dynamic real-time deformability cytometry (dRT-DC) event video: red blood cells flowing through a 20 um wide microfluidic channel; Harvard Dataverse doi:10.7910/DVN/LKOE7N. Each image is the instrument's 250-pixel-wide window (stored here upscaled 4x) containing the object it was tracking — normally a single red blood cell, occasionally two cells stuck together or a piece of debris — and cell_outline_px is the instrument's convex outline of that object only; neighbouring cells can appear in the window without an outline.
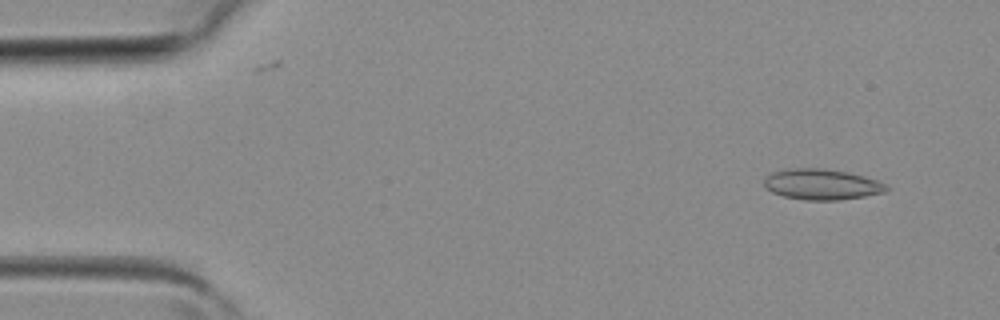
{"species": "common noctule bat (a hibernating species)", "species_latin": "Nyctalus noctula", "temperature_condition": "room temperature", "stored_images_in_passage": 4, "camera_frame_rate_fps": 3000, "um_per_image_px": 0.085, "animal": {"sex": "female", "body_mass_g": 19.3, "forearm_length_mm": 54.1}, "frame": {"image": 1, "passage_image": 1, "time_ms": 0.0, "image_size_px": [1000, 320], "cell_outline_px": [[892, 188], [884, 192], [864, 196], [840, 200], [804, 200], [784, 196], [772, 192], [764, 188], [764, 180], [772, 172], [792, 168], [820, 168], [848, 172], [864, 176], [876, 180]], "centroid_in_image_um": [69.85, 15.67], "position_along_channel_um": 15.2, "area_um2": 21.85}}
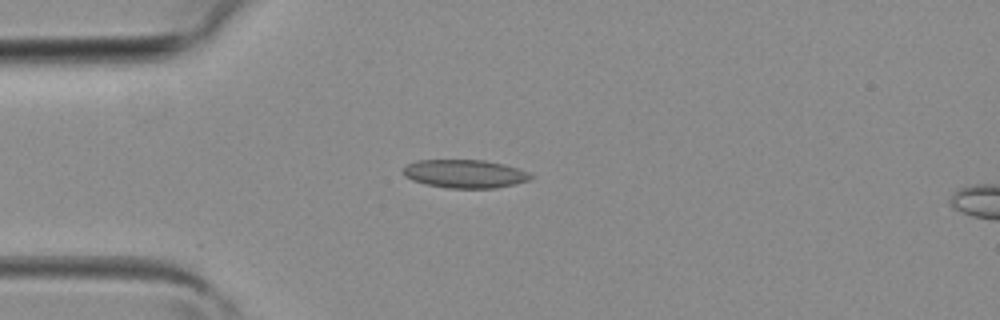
{"frame": {"image": 2, "passage_image": 3, "time_ms": 0.667, "image_size_px": [1000, 320], "cell_outline_px": [[536, 176], [528, 180], [516, 184], [496, 188], [448, 188], [424, 184], [412, 180], [404, 176], [404, 168], [408, 164], [420, 160], [484, 160], [504, 164], [528, 172]], "centroid_in_image_um": [39.54, 14.78], "position_along_channel_um": 45.5, "area_um2": 21.04}}